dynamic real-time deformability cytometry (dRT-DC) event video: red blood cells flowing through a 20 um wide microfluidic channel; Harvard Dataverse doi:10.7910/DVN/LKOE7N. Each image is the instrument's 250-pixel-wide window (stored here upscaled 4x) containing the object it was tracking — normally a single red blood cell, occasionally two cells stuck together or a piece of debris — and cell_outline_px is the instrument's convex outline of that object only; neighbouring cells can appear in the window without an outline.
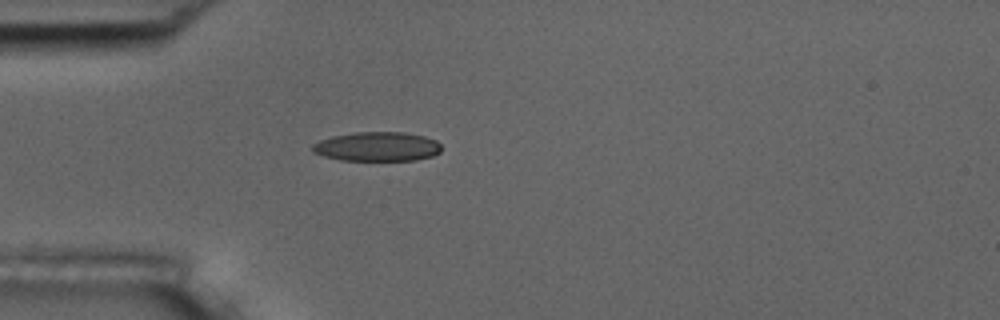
{"species": "common noctule bat (a hibernating species)", "species_latin": "Nyctalus noctula", "temperature_condition": "room temperature", "stored_images_in_passage": 40, "camera_frame_rate_fps": 3000, "um_per_image_px": 0.085, "animal": {"sex": "male", "body_mass_g": 17.5, "forearm_length_mm": 52.3}, "frame": {"image": 1, "passage_image": 1, "time_ms": 0.0, "image_size_px": [1000, 320], "cell_outline_px": [[440, 152], [432, 156], [416, 160], [340, 160], [324, 156], [312, 152], [312, 144], [320, 140], [332, 136], [356, 132], [404, 132], [424, 136], [436, 140], [440, 144]], "centroid_in_image_um": [32.05, 12.46], "position_along_channel_um": 52.9, "area_um2": 22.02}}
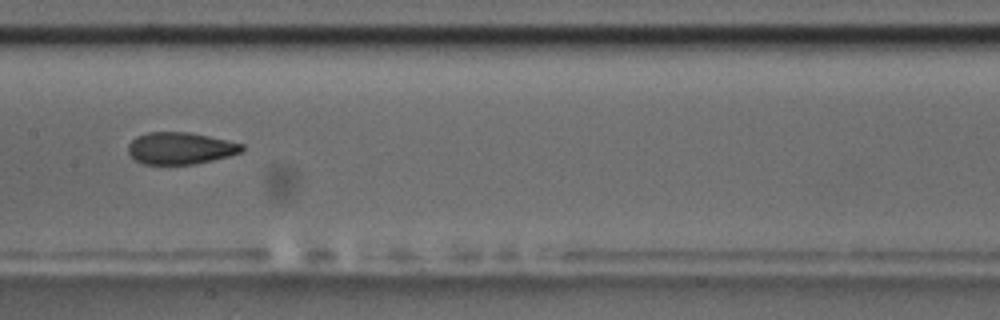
{"frame": {"image": 2, "passage_image": 13, "time_ms": 4.0, "image_size_px": [1000, 320], "cell_outline_px": [[244, 148], [240, 152], [228, 156], [196, 164], [144, 164], [136, 160], [128, 152], [128, 144], [136, 136], [148, 132], [188, 132], [228, 140], [244, 144]], "centroid_in_image_um": [15.32, 12.59], "position_along_channel_um": 192.1, "area_um2": 21.1}}
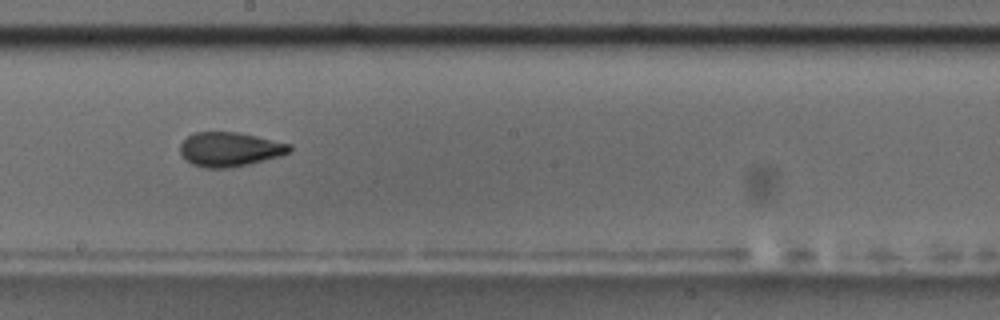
{"frame": {"image": 3, "passage_image": 16, "time_ms": 5.0, "image_size_px": [1000, 320], "cell_outline_px": [[292, 148], [288, 152], [280, 156], [248, 164], [228, 168], [204, 168], [192, 164], [184, 160], [180, 152], [180, 144], [188, 136], [196, 132], [236, 132], [256, 136], [292, 144]], "centroid_in_image_um": [19.51, 12.69], "position_along_channel_um": 228.7, "area_um2": 21.85}, "authors_computed_cell_mechanics": {"area_um2": 21.9929, "velocity_mm_per_s": 3.6811, "shape_relaxation_time_tau1_ms": 5.2178, "shape_relaxation_time_tau2_ms": 2.4977, "deformation_change_tau1": 0.1467, "deformation_change_tau2": 0.083}}